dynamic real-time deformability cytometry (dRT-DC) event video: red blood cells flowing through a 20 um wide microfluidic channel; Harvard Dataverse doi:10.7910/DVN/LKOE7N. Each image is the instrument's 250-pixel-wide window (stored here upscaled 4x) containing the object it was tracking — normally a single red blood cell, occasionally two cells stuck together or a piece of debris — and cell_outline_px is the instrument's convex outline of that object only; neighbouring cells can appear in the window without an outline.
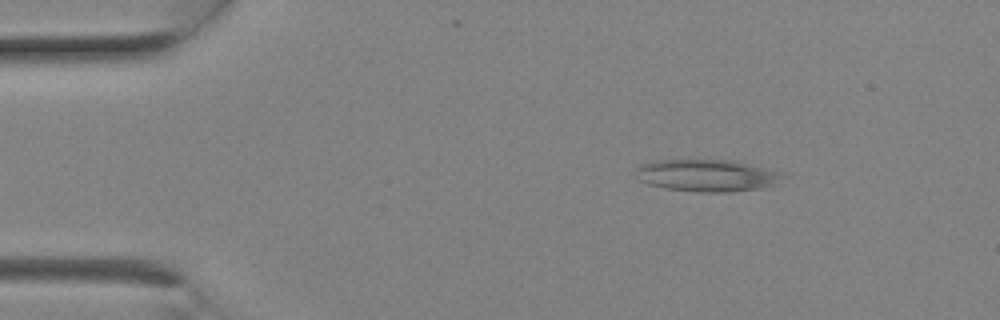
{"species": "Egyptian fruit bat (a non-hibernating species)", "species_latin": "Rousettus aegyptiacus", "temperature_condition": "room temperature", "stored_images_in_passage": 4, "camera_frame_rate_fps": 3000, "um_per_image_px": 0.085, "animal": {"sex": "female"}, "frame": {"image": 1, "passage_image": 1, "time_ms": 0.0, "image_size_px": [1000, 320], "cell_outline_px": [[784, 176], [780, 184], [764, 188], [732, 192], [700, 192], [664, 188], [648, 184], [640, 180], [636, 168], [640, 164], [656, 160], [728, 160], [784, 172]], "centroid_in_image_um": [60.15, 14.93], "position_along_channel_um": 24.8, "area_um2": 27.57}}
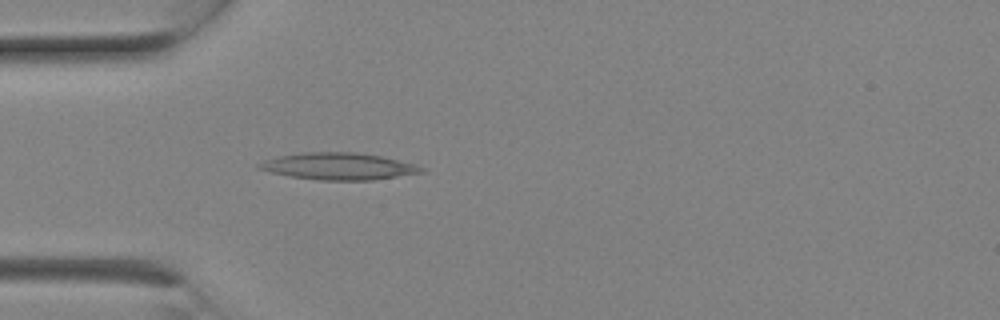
{"frame": {"image": 2, "passage_image": 4, "time_ms": 1.0, "image_size_px": [1000, 320], "cell_outline_px": [[428, 168], [424, 172], [372, 180], [320, 180], [288, 176], [256, 168], [256, 164], [264, 160], [280, 156], [300, 152], [356, 152], [380, 156], [416, 164]], "centroid_in_image_um": [28.79, 14.13], "position_along_channel_um": 56.2, "area_um2": 25.49}}